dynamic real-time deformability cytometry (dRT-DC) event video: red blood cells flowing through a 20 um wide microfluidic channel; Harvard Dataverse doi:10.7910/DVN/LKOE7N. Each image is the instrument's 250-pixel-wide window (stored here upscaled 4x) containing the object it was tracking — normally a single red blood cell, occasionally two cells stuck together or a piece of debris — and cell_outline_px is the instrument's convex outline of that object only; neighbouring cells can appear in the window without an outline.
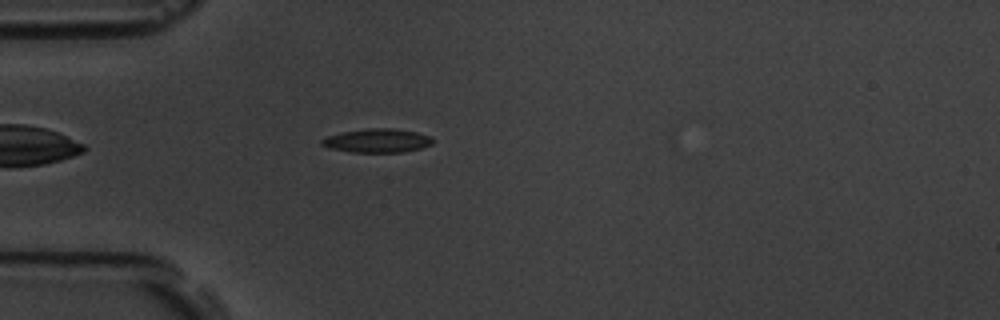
{"species": "common noctule bat (a hibernating species)", "species_latin": "Nyctalus noctula", "temperature_condition": "room temperature", "stored_images_in_passage": 5, "camera_frame_rate_fps": 3000, "um_per_image_px": 0.085, "animal": {"sex": "male", "body_mass_g": 19.5, "forearm_length_mm": 54.6}, "frame": {"image": 1, "passage_image": 5, "time_ms": 4.667, "image_size_px": [1000, 320], "cell_outline_px": [[432, 144], [420, 148], [404, 152], [348, 152], [328, 148], [320, 144], [320, 140], [324, 136], [344, 132], [368, 128], [392, 128], [416, 132], [428, 136], [432, 140]], "centroid_in_image_um": [31.99, 11.96], "position_along_channel_um": 53.0, "area_um2": 15.37}}